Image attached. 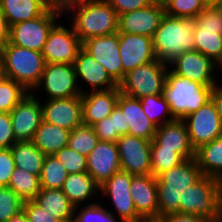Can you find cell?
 Instances as JSON below:
<instances>
[{"mask_svg":"<svg viewBox=\"0 0 222 222\" xmlns=\"http://www.w3.org/2000/svg\"><path fill=\"white\" fill-rule=\"evenodd\" d=\"M60 3L66 15L72 11L71 26L82 43L88 38L118 32L119 16L106 0H60Z\"/></svg>","mask_w":222,"mask_h":222,"instance_id":"cell-1","label":"cell"},{"mask_svg":"<svg viewBox=\"0 0 222 222\" xmlns=\"http://www.w3.org/2000/svg\"><path fill=\"white\" fill-rule=\"evenodd\" d=\"M204 175L196 159L190 158L166 170L156 177L158 188V218L180 212V204H185L188 187L198 182Z\"/></svg>","mask_w":222,"mask_h":222,"instance_id":"cell-2","label":"cell"},{"mask_svg":"<svg viewBox=\"0 0 222 222\" xmlns=\"http://www.w3.org/2000/svg\"><path fill=\"white\" fill-rule=\"evenodd\" d=\"M156 58L166 64L194 50V20L165 14L152 37Z\"/></svg>","mask_w":222,"mask_h":222,"instance_id":"cell-3","label":"cell"},{"mask_svg":"<svg viewBox=\"0 0 222 222\" xmlns=\"http://www.w3.org/2000/svg\"><path fill=\"white\" fill-rule=\"evenodd\" d=\"M212 88L168 70L162 95L170 106L172 116L183 120L211 100Z\"/></svg>","mask_w":222,"mask_h":222,"instance_id":"cell-4","label":"cell"},{"mask_svg":"<svg viewBox=\"0 0 222 222\" xmlns=\"http://www.w3.org/2000/svg\"><path fill=\"white\" fill-rule=\"evenodd\" d=\"M1 50L7 78L21 84L30 93L35 91L46 64L42 53L13 45L9 41Z\"/></svg>","mask_w":222,"mask_h":222,"instance_id":"cell-5","label":"cell"},{"mask_svg":"<svg viewBox=\"0 0 222 222\" xmlns=\"http://www.w3.org/2000/svg\"><path fill=\"white\" fill-rule=\"evenodd\" d=\"M57 0L44 14L9 27V42L13 45L41 52L51 29L63 14Z\"/></svg>","mask_w":222,"mask_h":222,"instance_id":"cell-6","label":"cell"},{"mask_svg":"<svg viewBox=\"0 0 222 222\" xmlns=\"http://www.w3.org/2000/svg\"><path fill=\"white\" fill-rule=\"evenodd\" d=\"M168 70V64L158 59L138 66L119 83L120 92L137 99L162 94Z\"/></svg>","mask_w":222,"mask_h":222,"instance_id":"cell-7","label":"cell"},{"mask_svg":"<svg viewBox=\"0 0 222 222\" xmlns=\"http://www.w3.org/2000/svg\"><path fill=\"white\" fill-rule=\"evenodd\" d=\"M180 213L193 214L218 222L219 179L204 175L188 187L185 204H180Z\"/></svg>","mask_w":222,"mask_h":222,"instance_id":"cell-8","label":"cell"},{"mask_svg":"<svg viewBox=\"0 0 222 222\" xmlns=\"http://www.w3.org/2000/svg\"><path fill=\"white\" fill-rule=\"evenodd\" d=\"M43 88L48 99L81 96L85 91L79 87L73 64L46 63L36 90Z\"/></svg>","mask_w":222,"mask_h":222,"instance_id":"cell-9","label":"cell"},{"mask_svg":"<svg viewBox=\"0 0 222 222\" xmlns=\"http://www.w3.org/2000/svg\"><path fill=\"white\" fill-rule=\"evenodd\" d=\"M183 121L195 150L222 135V122L212 100L186 116Z\"/></svg>","mask_w":222,"mask_h":222,"instance_id":"cell-10","label":"cell"},{"mask_svg":"<svg viewBox=\"0 0 222 222\" xmlns=\"http://www.w3.org/2000/svg\"><path fill=\"white\" fill-rule=\"evenodd\" d=\"M151 142L129 134L117 140L121 170L132 175H152Z\"/></svg>","mask_w":222,"mask_h":222,"instance_id":"cell-11","label":"cell"},{"mask_svg":"<svg viewBox=\"0 0 222 222\" xmlns=\"http://www.w3.org/2000/svg\"><path fill=\"white\" fill-rule=\"evenodd\" d=\"M82 42L73 27L56 24L50 31L41 51L46 63L73 64Z\"/></svg>","mask_w":222,"mask_h":222,"instance_id":"cell-12","label":"cell"},{"mask_svg":"<svg viewBox=\"0 0 222 222\" xmlns=\"http://www.w3.org/2000/svg\"><path fill=\"white\" fill-rule=\"evenodd\" d=\"M132 174L120 170L99 187L102 194L111 198L116 214L122 222H140L142 218L137 214L130 186Z\"/></svg>","mask_w":222,"mask_h":222,"instance_id":"cell-13","label":"cell"},{"mask_svg":"<svg viewBox=\"0 0 222 222\" xmlns=\"http://www.w3.org/2000/svg\"><path fill=\"white\" fill-rule=\"evenodd\" d=\"M82 48L101 63L119 84L123 80V66L119 53V33L88 38Z\"/></svg>","mask_w":222,"mask_h":222,"instance_id":"cell-14","label":"cell"},{"mask_svg":"<svg viewBox=\"0 0 222 222\" xmlns=\"http://www.w3.org/2000/svg\"><path fill=\"white\" fill-rule=\"evenodd\" d=\"M28 93L10 112L16 142L32 141L42 118L41 101Z\"/></svg>","mask_w":222,"mask_h":222,"instance_id":"cell-15","label":"cell"},{"mask_svg":"<svg viewBox=\"0 0 222 222\" xmlns=\"http://www.w3.org/2000/svg\"><path fill=\"white\" fill-rule=\"evenodd\" d=\"M165 15L163 3L152 2L147 7L119 15L118 33L153 37Z\"/></svg>","mask_w":222,"mask_h":222,"instance_id":"cell-16","label":"cell"},{"mask_svg":"<svg viewBox=\"0 0 222 222\" xmlns=\"http://www.w3.org/2000/svg\"><path fill=\"white\" fill-rule=\"evenodd\" d=\"M168 66H172L171 71L174 74L186 77L191 81L208 86H214L217 83L214 78L216 63L199 51H186L176 57Z\"/></svg>","mask_w":222,"mask_h":222,"instance_id":"cell-17","label":"cell"},{"mask_svg":"<svg viewBox=\"0 0 222 222\" xmlns=\"http://www.w3.org/2000/svg\"><path fill=\"white\" fill-rule=\"evenodd\" d=\"M119 53L125 75L138 66L156 60L152 38L130 33H119Z\"/></svg>","mask_w":222,"mask_h":222,"instance_id":"cell-18","label":"cell"},{"mask_svg":"<svg viewBox=\"0 0 222 222\" xmlns=\"http://www.w3.org/2000/svg\"><path fill=\"white\" fill-rule=\"evenodd\" d=\"M42 106L43 121L72 131L82 125V98L47 99Z\"/></svg>","mask_w":222,"mask_h":222,"instance_id":"cell-19","label":"cell"},{"mask_svg":"<svg viewBox=\"0 0 222 222\" xmlns=\"http://www.w3.org/2000/svg\"><path fill=\"white\" fill-rule=\"evenodd\" d=\"M87 158V173L100 187L121 170L117 143L99 141Z\"/></svg>","mask_w":222,"mask_h":222,"instance_id":"cell-20","label":"cell"},{"mask_svg":"<svg viewBox=\"0 0 222 222\" xmlns=\"http://www.w3.org/2000/svg\"><path fill=\"white\" fill-rule=\"evenodd\" d=\"M119 87L110 90L85 91L82 95V123L92 126L109 117L117 105Z\"/></svg>","mask_w":222,"mask_h":222,"instance_id":"cell-21","label":"cell"},{"mask_svg":"<svg viewBox=\"0 0 222 222\" xmlns=\"http://www.w3.org/2000/svg\"><path fill=\"white\" fill-rule=\"evenodd\" d=\"M130 193L142 219L158 218V188L153 175H132Z\"/></svg>","mask_w":222,"mask_h":222,"instance_id":"cell-22","label":"cell"},{"mask_svg":"<svg viewBox=\"0 0 222 222\" xmlns=\"http://www.w3.org/2000/svg\"><path fill=\"white\" fill-rule=\"evenodd\" d=\"M76 78L80 77L91 86V91L110 90L119 84L109 75L105 67L81 48L74 60Z\"/></svg>","mask_w":222,"mask_h":222,"instance_id":"cell-23","label":"cell"},{"mask_svg":"<svg viewBox=\"0 0 222 222\" xmlns=\"http://www.w3.org/2000/svg\"><path fill=\"white\" fill-rule=\"evenodd\" d=\"M153 140L163 149L175 150L185 160L195 158V149L183 120L176 119L157 127Z\"/></svg>","mask_w":222,"mask_h":222,"instance_id":"cell-24","label":"cell"},{"mask_svg":"<svg viewBox=\"0 0 222 222\" xmlns=\"http://www.w3.org/2000/svg\"><path fill=\"white\" fill-rule=\"evenodd\" d=\"M117 105L125 114L128 123V134L152 141L157 127L145 115L140 99L122 93L119 94Z\"/></svg>","mask_w":222,"mask_h":222,"instance_id":"cell-25","label":"cell"},{"mask_svg":"<svg viewBox=\"0 0 222 222\" xmlns=\"http://www.w3.org/2000/svg\"><path fill=\"white\" fill-rule=\"evenodd\" d=\"M57 0H0V12L7 26L44 14Z\"/></svg>","mask_w":222,"mask_h":222,"instance_id":"cell-26","label":"cell"},{"mask_svg":"<svg viewBox=\"0 0 222 222\" xmlns=\"http://www.w3.org/2000/svg\"><path fill=\"white\" fill-rule=\"evenodd\" d=\"M33 201L61 222H73L75 206L61 189H41Z\"/></svg>","mask_w":222,"mask_h":222,"instance_id":"cell-27","label":"cell"},{"mask_svg":"<svg viewBox=\"0 0 222 222\" xmlns=\"http://www.w3.org/2000/svg\"><path fill=\"white\" fill-rule=\"evenodd\" d=\"M71 131L41 121L36 130L32 142L45 155H54L64 147H67Z\"/></svg>","mask_w":222,"mask_h":222,"instance_id":"cell-28","label":"cell"},{"mask_svg":"<svg viewBox=\"0 0 222 222\" xmlns=\"http://www.w3.org/2000/svg\"><path fill=\"white\" fill-rule=\"evenodd\" d=\"M61 190L75 206L74 215H76V211L83 201L97 195L99 186L87 172L75 173L68 174Z\"/></svg>","mask_w":222,"mask_h":222,"instance_id":"cell-29","label":"cell"},{"mask_svg":"<svg viewBox=\"0 0 222 222\" xmlns=\"http://www.w3.org/2000/svg\"><path fill=\"white\" fill-rule=\"evenodd\" d=\"M195 159L203 175L222 178V135L196 149Z\"/></svg>","mask_w":222,"mask_h":222,"instance_id":"cell-30","label":"cell"},{"mask_svg":"<svg viewBox=\"0 0 222 222\" xmlns=\"http://www.w3.org/2000/svg\"><path fill=\"white\" fill-rule=\"evenodd\" d=\"M10 150L17 168L40 176L46 157L32 141L15 142Z\"/></svg>","mask_w":222,"mask_h":222,"instance_id":"cell-31","label":"cell"},{"mask_svg":"<svg viewBox=\"0 0 222 222\" xmlns=\"http://www.w3.org/2000/svg\"><path fill=\"white\" fill-rule=\"evenodd\" d=\"M8 187L24 202L32 201L41 191L40 176L33 175L30 172L15 167Z\"/></svg>","mask_w":222,"mask_h":222,"instance_id":"cell-32","label":"cell"},{"mask_svg":"<svg viewBox=\"0 0 222 222\" xmlns=\"http://www.w3.org/2000/svg\"><path fill=\"white\" fill-rule=\"evenodd\" d=\"M140 102L145 115L156 127L176 120L162 94L145 96Z\"/></svg>","mask_w":222,"mask_h":222,"instance_id":"cell-33","label":"cell"},{"mask_svg":"<svg viewBox=\"0 0 222 222\" xmlns=\"http://www.w3.org/2000/svg\"><path fill=\"white\" fill-rule=\"evenodd\" d=\"M194 50L211 58L215 63L222 52V35L218 31L194 28Z\"/></svg>","mask_w":222,"mask_h":222,"instance_id":"cell-34","label":"cell"},{"mask_svg":"<svg viewBox=\"0 0 222 222\" xmlns=\"http://www.w3.org/2000/svg\"><path fill=\"white\" fill-rule=\"evenodd\" d=\"M67 177L63 164L54 155H46L40 175L41 189H61Z\"/></svg>","mask_w":222,"mask_h":222,"instance_id":"cell-35","label":"cell"},{"mask_svg":"<svg viewBox=\"0 0 222 222\" xmlns=\"http://www.w3.org/2000/svg\"><path fill=\"white\" fill-rule=\"evenodd\" d=\"M185 159L175 150L163 149L154 140L151 142V173L157 177L162 172L181 164Z\"/></svg>","mask_w":222,"mask_h":222,"instance_id":"cell-36","label":"cell"},{"mask_svg":"<svg viewBox=\"0 0 222 222\" xmlns=\"http://www.w3.org/2000/svg\"><path fill=\"white\" fill-rule=\"evenodd\" d=\"M98 142L99 139L92 126L82 124L71 131L67 146L87 157Z\"/></svg>","mask_w":222,"mask_h":222,"instance_id":"cell-37","label":"cell"},{"mask_svg":"<svg viewBox=\"0 0 222 222\" xmlns=\"http://www.w3.org/2000/svg\"><path fill=\"white\" fill-rule=\"evenodd\" d=\"M28 93L21 84L6 78L0 83V112L10 113Z\"/></svg>","mask_w":222,"mask_h":222,"instance_id":"cell-38","label":"cell"},{"mask_svg":"<svg viewBox=\"0 0 222 222\" xmlns=\"http://www.w3.org/2000/svg\"><path fill=\"white\" fill-rule=\"evenodd\" d=\"M165 14L194 19L207 5L206 0H164Z\"/></svg>","mask_w":222,"mask_h":222,"instance_id":"cell-39","label":"cell"},{"mask_svg":"<svg viewBox=\"0 0 222 222\" xmlns=\"http://www.w3.org/2000/svg\"><path fill=\"white\" fill-rule=\"evenodd\" d=\"M193 20L194 28L218 31L222 35V5H206Z\"/></svg>","mask_w":222,"mask_h":222,"instance_id":"cell-40","label":"cell"},{"mask_svg":"<svg viewBox=\"0 0 222 222\" xmlns=\"http://www.w3.org/2000/svg\"><path fill=\"white\" fill-rule=\"evenodd\" d=\"M24 201L8 186L0 187V222H7L23 210Z\"/></svg>","mask_w":222,"mask_h":222,"instance_id":"cell-41","label":"cell"},{"mask_svg":"<svg viewBox=\"0 0 222 222\" xmlns=\"http://www.w3.org/2000/svg\"><path fill=\"white\" fill-rule=\"evenodd\" d=\"M113 214L100 203L93 202L81 207L79 213L73 216V222H118Z\"/></svg>","mask_w":222,"mask_h":222,"instance_id":"cell-42","label":"cell"},{"mask_svg":"<svg viewBox=\"0 0 222 222\" xmlns=\"http://www.w3.org/2000/svg\"><path fill=\"white\" fill-rule=\"evenodd\" d=\"M54 157L63 164L68 174L87 172V158L68 146L56 152Z\"/></svg>","mask_w":222,"mask_h":222,"instance_id":"cell-43","label":"cell"},{"mask_svg":"<svg viewBox=\"0 0 222 222\" xmlns=\"http://www.w3.org/2000/svg\"><path fill=\"white\" fill-rule=\"evenodd\" d=\"M15 167L10 148H0V187L8 186Z\"/></svg>","mask_w":222,"mask_h":222,"instance_id":"cell-44","label":"cell"},{"mask_svg":"<svg viewBox=\"0 0 222 222\" xmlns=\"http://www.w3.org/2000/svg\"><path fill=\"white\" fill-rule=\"evenodd\" d=\"M99 141L116 143L120 136L114 131L113 116L104 118L92 125Z\"/></svg>","mask_w":222,"mask_h":222,"instance_id":"cell-45","label":"cell"},{"mask_svg":"<svg viewBox=\"0 0 222 222\" xmlns=\"http://www.w3.org/2000/svg\"><path fill=\"white\" fill-rule=\"evenodd\" d=\"M23 211L27 215L29 222H61L48 214L33 200L23 203Z\"/></svg>","mask_w":222,"mask_h":222,"instance_id":"cell-46","label":"cell"},{"mask_svg":"<svg viewBox=\"0 0 222 222\" xmlns=\"http://www.w3.org/2000/svg\"><path fill=\"white\" fill-rule=\"evenodd\" d=\"M15 142L10 113L0 112V148H10Z\"/></svg>","mask_w":222,"mask_h":222,"instance_id":"cell-47","label":"cell"},{"mask_svg":"<svg viewBox=\"0 0 222 222\" xmlns=\"http://www.w3.org/2000/svg\"><path fill=\"white\" fill-rule=\"evenodd\" d=\"M119 15L147 7L152 3L151 0H106Z\"/></svg>","mask_w":222,"mask_h":222,"instance_id":"cell-48","label":"cell"},{"mask_svg":"<svg viewBox=\"0 0 222 222\" xmlns=\"http://www.w3.org/2000/svg\"><path fill=\"white\" fill-rule=\"evenodd\" d=\"M110 116H113L114 131L121 137L122 135L128 134V123L125 120V114L121 108L116 105L112 110Z\"/></svg>","mask_w":222,"mask_h":222,"instance_id":"cell-49","label":"cell"},{"mask_svg":"<svg viewBox=\"0 0 222 222\" xmlns=\"http://www.w3.org/2000/svg\"><path fill=\"white\" fill-rule=\"evenodd\" d=\"M166 222H214L193 214L174 212L163 218Z\"/></svg>","mask_w":222,"mask_h":222,"instance_id":"cell-50","label":"cell"},{"mask_svg":"<svg viewBox=\"0 0 222 222\" xmlns=\"http://www.w3.org/2000/svg\"><path fill=\"white\" fill-rule=\"evenodd\" d=\"M211 100L213 101L222 122V83L220 85H217L216 83L213 86Z\"/></svg>","mask_w":222,"mask_h":222,"instance_id":"cell-51","label":"cell"},{"mask_svg":"<svg viewBox=\"0 0 222 222\" xmlns=\"http://www.w3.org/2000/svg\"><path fill=\"white\" fill-rule=\"evenodd\" d=\"M9 41V27L0 12V48Z\"/></svg>","mask_w":222,"mask_h":222,"instance_id":"cell-52","label":"cell"},{"mask_svg":"<svg viewBox=\"0 0 222 222\" xmlns=\"http://www.w3.org/2000/svg\"><path fill=\"white\" fill-rule=\"evenodd\" d=\"M7 222H29V220L27 218V215L22 210L19 214L13 216Z\"/></svg>","mask_w":222,"mask_h":222,"instance_id":"cell-53","label":"cell"},{"mask_svg":"<svg viewBox=\"0 0 222 222\" xmlns=\"http://www.w3.org/2000/svg\"><path fill=\"white\" fill-rule=\"evenodd\" d=\"M7 78L5 72L4 58L2 54V50L0 48V83L3 82Z\"/></svg>","mask_w":222,"mask_h":222,"instance_id":"cell-54","label":"cell"},{"mask_svg":"<svg viewBox=\"0 0 222 222\" xmlns=\"http://www.w3.org/2000/svg\"><path fill=\"white\" fill-rule=\"evenodd\" d=\"M222 222V178L219 179V220Z\"/></svg>","mask_w":222,"mask_h":222,"instance_id":"cell-55","label":"cell"},{"mask_svg":"<svg viewBox=\"0 0 222 222\" xmlns=\"http://www.w3.org/2000/svg\"><path fill=\"white\" fill-rule=\"evenodd\" d=\"M140 222H166L163 218L142 219Z\"/></svg>","mask_w":222,"mask_h":222,"instance_id":"cell-56","label":"cell"},{"mask_svg":"<svg viewBox=\"0 0 222 222\" xmlns=\"http://www.w3.org/2000/svg\"><path fill=\"white\" fill-rule=\"evenodd\" d=\"M207 5H222V0H206Z\"/></svg>","mask_w":222,"mask_h":222,"instance_id":"cell-57","label":"cell"},{"mask_svg":"<svg viewBox=\"0 0 222 222\" xmlns=\"http://www.w3.org/2000/svg\"><path fill=\"white\" fill-rule=\"evenodd\" d=\"M216 68H219L220 70L222 69V52L219 60L216 62Z\"/></svg>","mask_w":222,"mask_h":222,"instance_id":"cell-58","label":"cell"},{"mask_svg":"<svg viewBox=\"0 0 222 222\" xmlns=\"http://www.w3.org/2000/svg\"><path fill=\"white\" fill-rule=\"evenodd\" d=\"M152 2H156V3H163L164 0H151Z\"/></svg>","mask_w":222,"mask_h":222,"instance_id":"cell-59","label":"cell"}]
</instances>
